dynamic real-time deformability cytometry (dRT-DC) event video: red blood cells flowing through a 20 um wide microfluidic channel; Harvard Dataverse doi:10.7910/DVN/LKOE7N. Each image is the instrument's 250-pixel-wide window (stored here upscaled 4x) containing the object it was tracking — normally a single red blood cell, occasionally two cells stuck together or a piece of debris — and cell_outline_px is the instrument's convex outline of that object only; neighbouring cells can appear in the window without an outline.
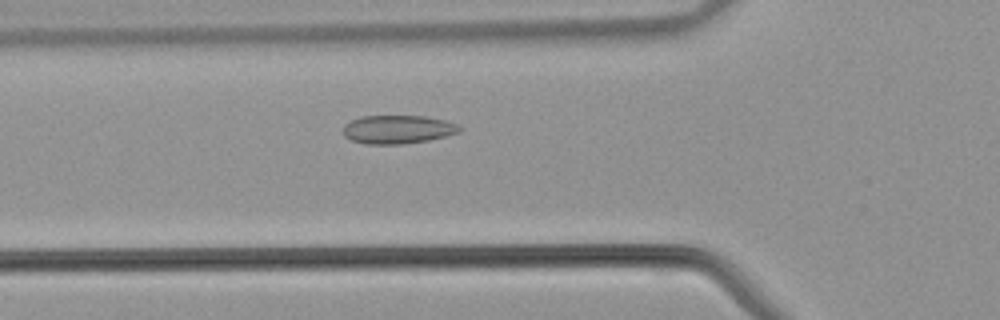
{"species": "common noctule bat (a hibernating species)", "species_latin": "Nyctalus noctula", "temperature_condition": "warm", "stored_images_in_passage": 26, "camera_frame_rate_fps": 3000, "um_per_image_px": 0.085, "animal": {"sex": "male", "body_mass_g": 21.5, "forearm_length_mm": 52.0}, "frame": {"image": 1, "passage_image": 3, "time_ms": 0.667, "image_size_px": [1000, 320], "cell_outline_px": [[464, 128], [460, 132], [428, 140], [400, 144], [364, 144], [352, 140], [344, 136], [344, 124], [352, 120], [364, 116], [424, 116], [444, 120], [456, 124]], "centroid_in_image_um": [33.81, 11.0], "position_along_channel_um": 92.0, "area_um2": 19.19}}
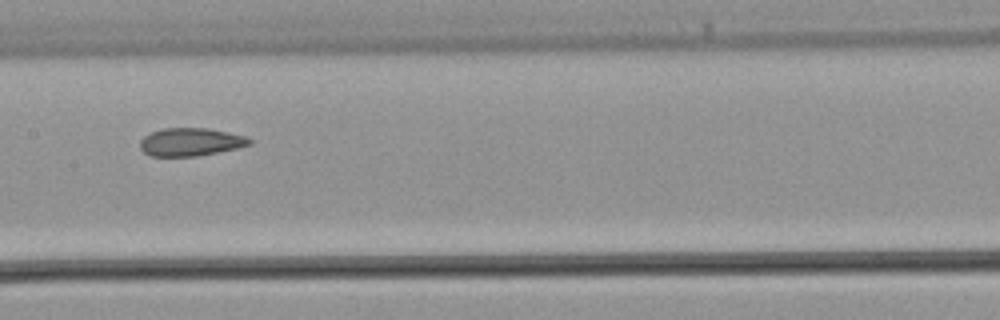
{"frame": {"image": 2, "passage_image": 9, "time_ms": 2.667, "image_size_px": [1000, 320], "cell_outline_px": [[252, 144], [236, 148], [196, 156], [148, 156], [140, 148], [140, 140], [144, 136], [152, 132], [164, 128], [208, 128], [228, 132], [244, 136], [252, 140]], "centroid_in_image_um": [16.18, 12.06], "position_along_channel_um": 191.2, "area_um2": 17.74}}
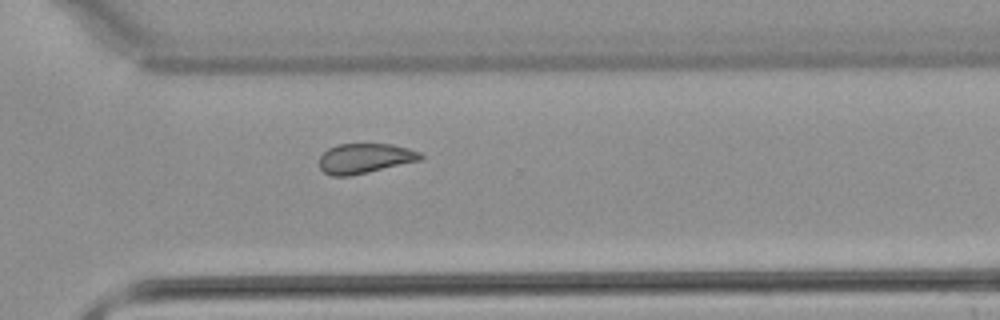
{"frame": {"image": 3, "passage_image": 18, "time_ms": 5.667, "image_size_px": [1000, 320], "cell_outline_px": [[424, 156], [420, 160], [368, 172], [348, 176], [332, 176], [324, 172], [320, 168], [320, 156], [328, 148], [336, 144], [392, 144], [408, 148], [420, 152]], "centroid_in_image_um": [31.0, 13.45], "position_along_channel_um": 339.6, "area_um2": 17.57}}